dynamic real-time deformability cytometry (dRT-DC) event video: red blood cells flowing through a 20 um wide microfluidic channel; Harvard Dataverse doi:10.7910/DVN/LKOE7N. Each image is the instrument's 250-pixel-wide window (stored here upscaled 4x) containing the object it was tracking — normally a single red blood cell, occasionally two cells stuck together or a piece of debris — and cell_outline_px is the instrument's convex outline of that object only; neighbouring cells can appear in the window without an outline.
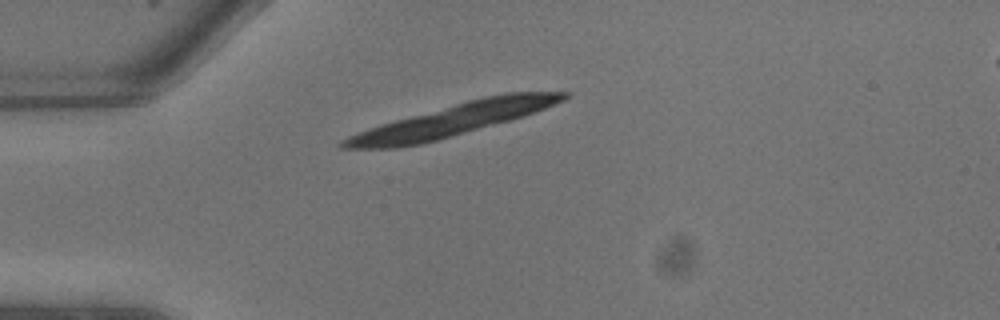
{"species": "common noctule bat (a hibernating species)", "species_latin": "Nyctalus noctula", "temperature_condition": "warm", "stored_images_in_passage": 8, "segment_of_instrument_passage": [1, 2], "camera_frame_rate_fps": 3000, "um_per_image_px": 0.085, "animal": {"sex": "male", "body_mass_g": 13.3}, "frame": {"image": 1, "passage_image": 1, "time_ms": 0.0, "image_size_px": [1000, 320], "cell_outline_px": [[572, 92], [564, 100], [524, 116], [436, 140], [420, 144], [396, 148], [340, 148], [336, 144], [340, 140], [348, 136], [380, 124], [468, 100], [484, 96], [504, 92]], "centroid_in_image_um": [38.43, 10.19], "position_along_channel_um": 46.6, "area_um2": 40.52}}